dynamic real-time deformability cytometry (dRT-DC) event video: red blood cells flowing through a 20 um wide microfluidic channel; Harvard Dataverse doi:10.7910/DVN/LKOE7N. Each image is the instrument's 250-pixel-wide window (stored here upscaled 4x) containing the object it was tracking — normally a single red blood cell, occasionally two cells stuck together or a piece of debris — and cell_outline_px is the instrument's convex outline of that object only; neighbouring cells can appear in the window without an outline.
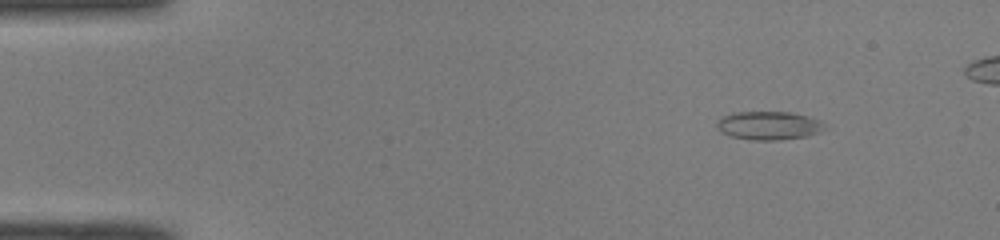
{"species": "common noctule bat (a hibernating species)", "species_latin": "Nyctalus noctula", "temperature_condition": "room temperature", "stored_images_in_passage": 49, "camera_frame_rate_fps": 3000, "um_per_image_px": 0.085, "animal": {"sex": "male", "body_mass_g": 19.0, "forearm_length_mm": 50.8}, "frame": {"image": 1, "passage_image": 6, "time_ms": 1.667, "image_size_px": [1000, 240], "cell_outline_px": [[824, 124], [820, 132], [808, 136], [776, 140], [752, 140], [732, 136], [720, 132], [716, 128], [716, 124], [724, 116], [736, 112], [792, 112], [820, 120]], "centroid_in_image_um": [65.34, 10.67], "position_along_channel_um": 19.7, "area_um2": 17.69}}
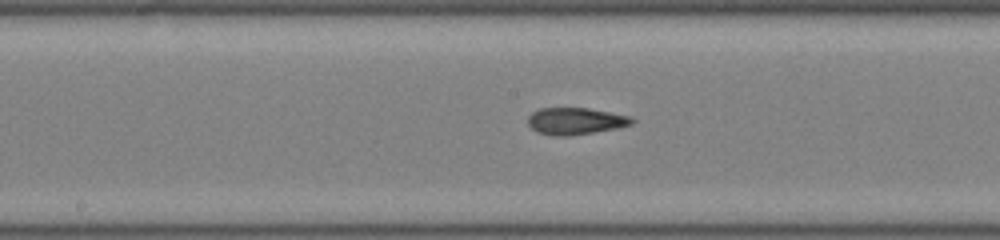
{"frame": {"image": 2, "passage_image": 26, "time_ms": 8.333, "image_size_px": [1000, 240], "cell_outline_px": [[636, 120], [632, 124], [616, 128], [568, 136], [556, 136], [536, 132], [528, 124], [528, 116], [532, 112], [540, 108], [588, 108], [632, 116]], "centroid_in_image_um": [48.92, 10.28], "position_along_channel_um": 199.3, "area_um2": 16.3}}
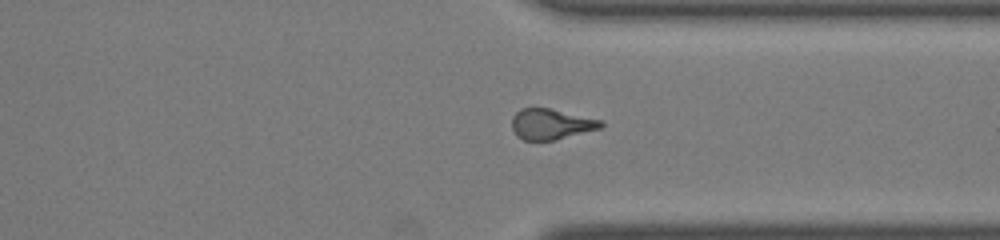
{"frame": {"image": 3, "passage_image": 38, "time_ms": 12.333, "image_size_px": [1000, 240], "cell_outline_px": [[604, 124], [600, 128], [556, 140], [524, 140], [516, 136], [512, 128], [512, 116], [520, 108], [552, 108], [604, 120]], "centroid_in_image_um": [46.85, 10.54], "position_along_channel_um": 364.5, "area_um2": 16.13}, "authors_computed_cell_mechanics": {"area_um2": 16.6464, "velocity_mm_per_s": 4.1211, "shape_relaxation_time_tau1_ms": null, "shape_relaxation_time_tau2_ms": 3.1767, "deformation_change_tau1": null, "deformation_change_tau2": 0.1149}}